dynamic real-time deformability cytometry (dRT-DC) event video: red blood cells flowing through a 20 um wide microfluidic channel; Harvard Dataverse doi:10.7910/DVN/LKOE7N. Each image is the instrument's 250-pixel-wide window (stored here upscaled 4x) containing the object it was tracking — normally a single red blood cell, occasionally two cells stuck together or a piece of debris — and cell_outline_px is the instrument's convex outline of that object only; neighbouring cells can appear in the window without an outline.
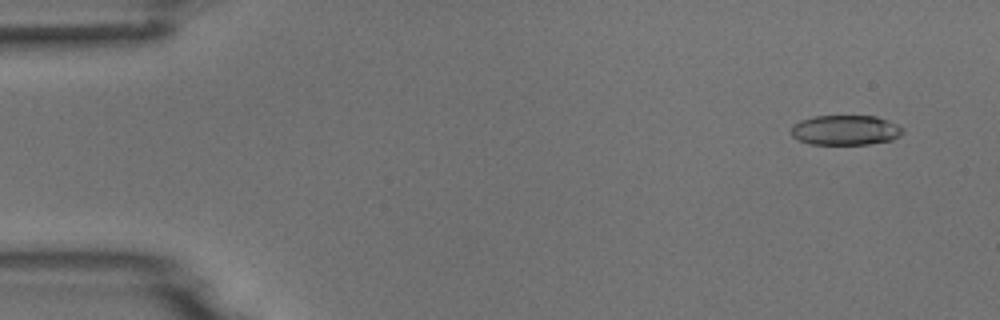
{"species": "common noctule bat (a hibernating species)", "species_latin": "Nyctalus noctula", "temperature_condition": "room temperature", "stored_images_in_passage": 4, "camera_frame_rate_fps": 3000, "um_per_image_px": 0.085, "animal": {"sex": "male", "body_mass_g": 18.8}, "frame": {"image": 1, "passage_image": 1, "time_ms": 0.0, "image_size_px": [1000, 320], "cell_outline_px": [[904, 132], [900, 136], [892, 140], [868, 144], [808, 144], [792, 136], [792, 124], [800, 120], [816, 116], [876, 116], [888, 120], [904, 128]], "centroid_in_image_um": [71.88, 11.06], "position_along_channel_um": 13.1, "area_um2": 19.54}}
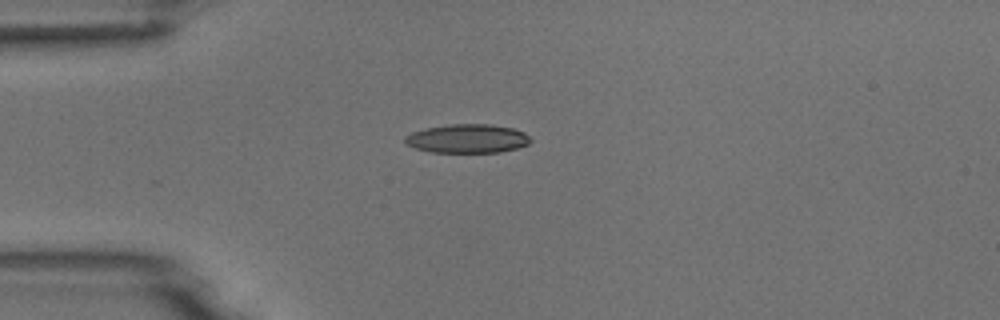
{"frame": {"image": 2, "passage_image": 4, "time_ms": 3.333, "image_size_px": [1000, 320], "cell_outline_px": [[532, 140], [528, 144], [516, 148], [500, 152], [432, 152], [416, 148], [404, 144], [404, 136], [412, 132], [424, 128], [448, 124], [488, 124], [512, 128], [524, 132]], "centroid_in_image_um": [39.69, 11.77], "position_along_channel_um": 45.3, "area_um2": 21.1}}